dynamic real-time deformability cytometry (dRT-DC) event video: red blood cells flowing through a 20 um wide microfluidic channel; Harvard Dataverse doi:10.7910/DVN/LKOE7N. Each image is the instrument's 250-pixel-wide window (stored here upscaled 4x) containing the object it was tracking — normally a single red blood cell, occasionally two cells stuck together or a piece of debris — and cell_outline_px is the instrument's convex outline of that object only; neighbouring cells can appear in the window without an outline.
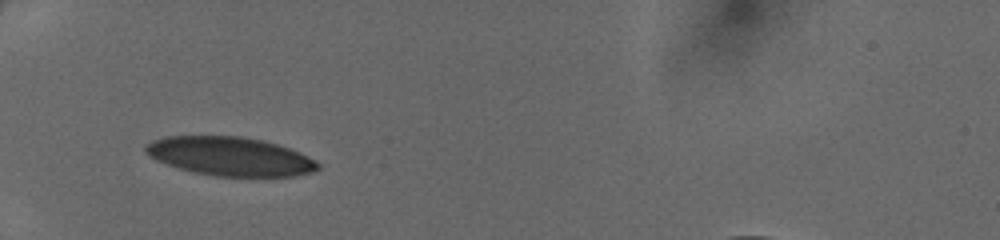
{"species": "human", "species_latin": "Homo sapiens", "temperature_condition": "cold", "stored_images_in_passage": 29, "camera_frame_rate_fps": 3000, "um_per_image_px": 0.085, "donor": {"sex": "female"}, "frame": {"image": 1, "passage_image": 1, "time_ms": 0.0, "image_size_px": [1000, 240], "cell_outline_px": [[320, 168], [312, 172], [292, 176], [216, 176], [192, 172], [156, 160], [144, 152], [144, 148], [152, 140], [168, 136], [240, 136], [264, 140], [300, 152], [316, 160], [320, 164]], "centroid_in_image_um": [19.57, 13.28], "position_along_channel_um": 65.4, "area_um2": 38.84}}
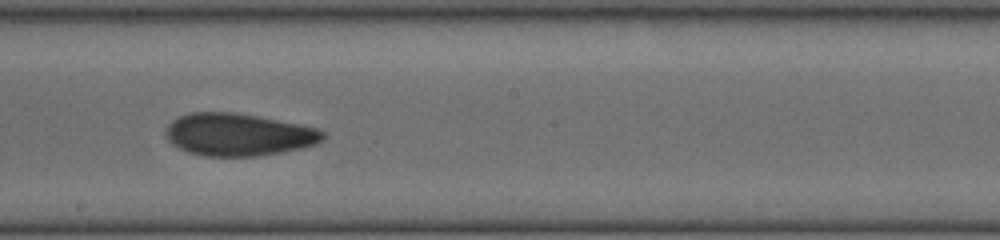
{"frame": {"image": 2, "passage_image": 13, "time_ms": 4.0, "image_size_px": [1000, 240], "cell_outline_px": [[324, 140], [316, 144], [304, 148], [284, 152], [256, 156], [204, 156], [188, 152], [172, 144], [164, 136], [164, 128], [172, 120], [188, 112], [236, 112], [300, 124], [320, 128], [324, 132]], "centroid_in_image_um": [20.26, 11.44], "position_along_channel_um": 227.9, "area_um2": 39.36}}
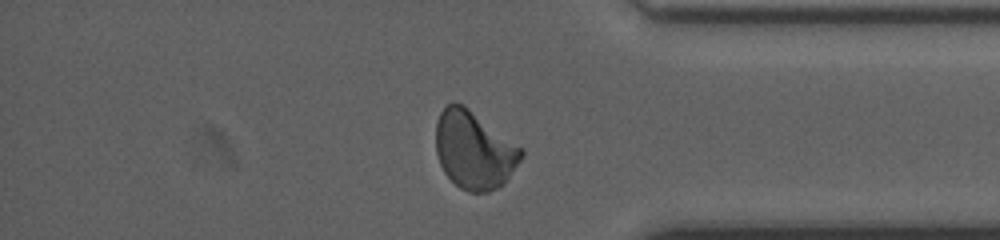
{"frame": {"image": 3, "passage_image": 25, "time_ms": 8.0, "image_size_px": [1000, 240], "cell_outline_px": [[524, 156], [504, 184], [488, 192], [468, 192], [460, 188], [444, 172], [440, 164], [436, 152], [436, 120], [440, 112], [452, 100], [456, 100], [464, 104], [524, 148]], "centroid_in_image_um": [40.31, 12.72], "position_along_channel_um": 394.9, "area_um2": 39.3}}